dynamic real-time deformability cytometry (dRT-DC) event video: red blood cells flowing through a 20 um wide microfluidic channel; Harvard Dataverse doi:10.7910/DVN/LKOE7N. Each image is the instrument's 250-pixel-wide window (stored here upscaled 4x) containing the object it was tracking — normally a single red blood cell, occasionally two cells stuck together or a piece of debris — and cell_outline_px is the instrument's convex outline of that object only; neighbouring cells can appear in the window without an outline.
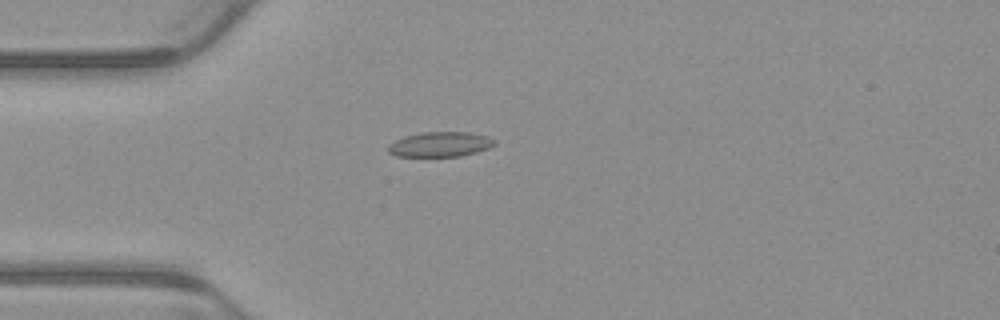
{"species": "common noctule bat (a hibernating species)", "species_latin": "Nyctalus noctula", "temperature_condition": "warm", "stored_images_in_passage": 5, "camera_frame_rate_fps": 3000, "um_per_image_px": 0.085, "animal": {"sex": "male", "body_mass_g": 23.1, "forearm_length_mm": 52.7}, "frame": {"image": 1, "passage_image": 5, "time_ms": 1.333, "image_size_px": [1000, 320], "cell_outline_px": [[496, 144], [488, 148], [476, 152], [460, 156], [396, 156], [388, 152], [388, 144], [404, 136], [424, 132], [468, 132], [488, 136], [496, 140]], "centroid_in_image_um": [37.42, 12.26], "position_along_channel_um": 47.6, "area_um2": 15.43}}